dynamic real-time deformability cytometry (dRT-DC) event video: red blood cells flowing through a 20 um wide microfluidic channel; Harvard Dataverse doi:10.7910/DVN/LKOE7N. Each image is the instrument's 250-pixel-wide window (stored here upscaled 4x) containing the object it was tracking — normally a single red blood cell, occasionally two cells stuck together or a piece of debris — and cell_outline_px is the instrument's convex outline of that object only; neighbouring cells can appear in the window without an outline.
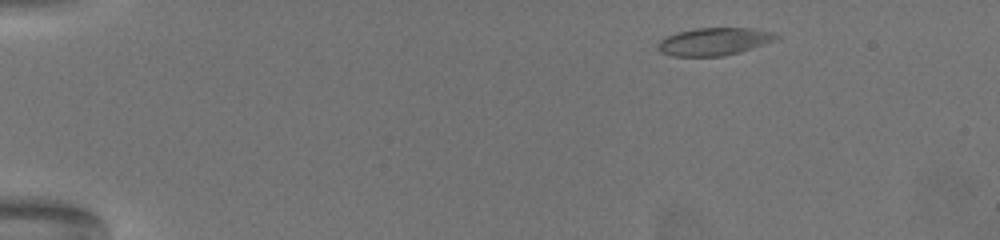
{"species": "common noctule bat (a hibernating species)", "species_latin": "Nyctalus noctula", "temperature_condition": "warm", "stored_images_in_passage": 36, "camera_frame_rate_fps": 3000, "um_per_image_px": 0.085, "animal": {"sex": "female", "body_mass_g": 19.5, "forearm_length_mm": 54.1}, "frame": {"image": 1, "passage_image": 1, "time_ms": 0.0, "image_size_px": [1000, 240], "cell_outline_px": [[784, 36], [776, 40], [740, 52], [724, 56], [672, 56], [660, 52], [656, 48], [656, 44], [660, 40], [676, 32], [696, 28], [752, 28], [776, 32]], "centroid_in_image_um": [60.73, 3.52], "position_along_channel_um": 24.3, "area_um2": 19.36}}
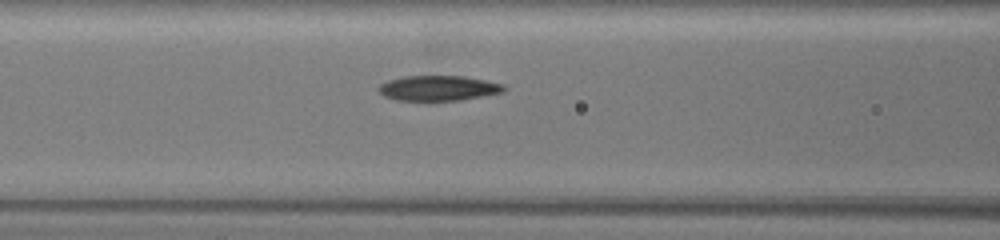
{"frame": {"image": 2, "passage_image": 20, "time_ms": 6.333, "image_size_px": [1000, 240], "cell_outline_px": [[508, 88], [504, 92], [460, 100], [428, 104], [396, 100], [384, 96], [376, 88], [380, 84], [388, 80], [404, 76], [464, 76], [504, 84]], "centroid_in_image_um": [37.23, 7.54], "position_along_channel_um": 129.4, "area_um2": 19.31}}
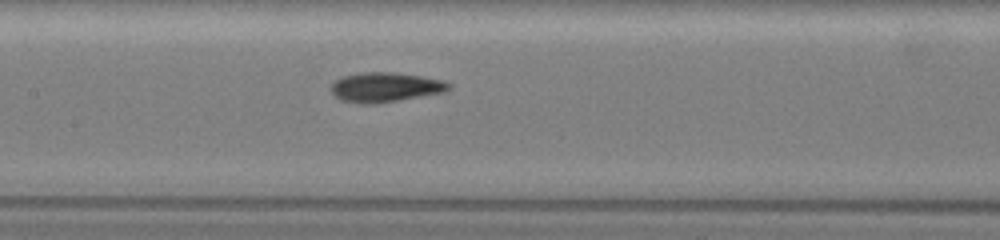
{"frame": {"image": 3, "passage_image": 24, "time_ms": 7.667, "image_size_px": [1000, 240], "cell_outline_px": [[452, 88], [444, 92], [372, 104], [364, 104], [340, 100], [332, 92], [332, 84], [336, 80], [344, 76], [360, 72], [396, 72], [444, 80], [452, 84]], "centroid_in_image_um": [32.78, 7.4], "position_along_channel_um": 174.6, "area_um2": 20.17}}